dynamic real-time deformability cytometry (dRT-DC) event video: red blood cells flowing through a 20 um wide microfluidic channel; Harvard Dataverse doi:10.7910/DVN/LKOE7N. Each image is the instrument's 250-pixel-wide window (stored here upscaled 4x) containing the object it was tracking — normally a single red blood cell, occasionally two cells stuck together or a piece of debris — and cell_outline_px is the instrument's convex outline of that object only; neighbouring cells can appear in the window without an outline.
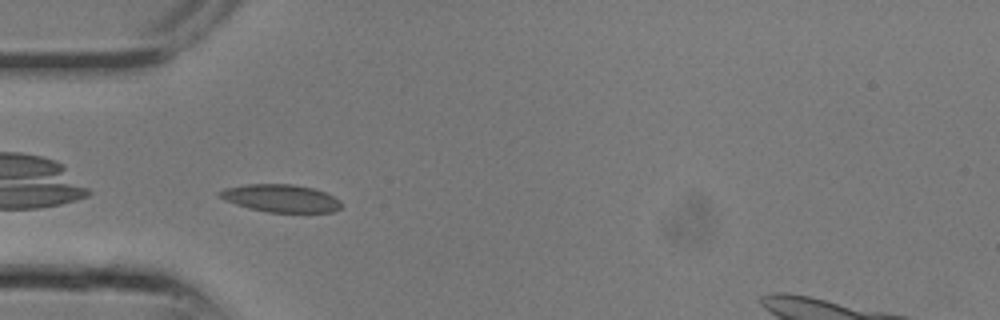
{"species": "common noctule bat (a hibernating species)", "species_latin": "Nyctalus noctula", "temperature_condition": "room temperature", "stored_images_in_passage": 9, "camera_frame_rate_fps": 3000, "um_per_image_px": 0.085, "animal": {"sex": "male", "body_mass_g": 13.3}, "frame": {"image": 1, "passage_image": 6, "time_ms": 1.667, "image_size_px": [1000, 320], "cell_outline_px": [[344, 204], [340, 208], [332, 212], [268, 212], [248, 208], [224, 200], [216, 192], [224, 188], [248, 184], [292, 184], [312, 188], [324, 192], [340, 200]], "centroid_in_image_um": [23.86, 16.85], "position_along_channel_um": 61.1, "area_um2": 19.59}}
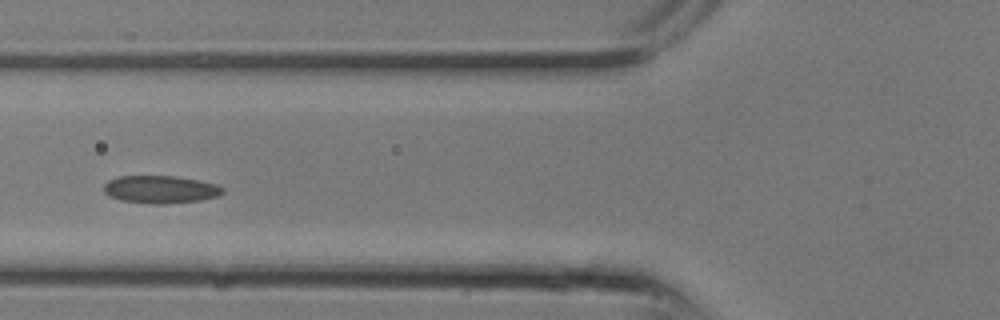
{"frame": {"image": 2, "passage_image": 8, "time_ms": 2.333, "image_size_px": [1000, 320], "cell_outline_px": [[224, 192], [216, 196], [200, 200], [164, 204], [156, 204], [120, 200], [108, 196], [104, 192], [104, 184], [108, 180], [120, 176], [172, 176], [196, 180], [216, 184], [224, 188]], "centroid_in_image_um": [13.6, 16.1], "position_along_channel_um": 112.2, "area_um2": 19.02}}